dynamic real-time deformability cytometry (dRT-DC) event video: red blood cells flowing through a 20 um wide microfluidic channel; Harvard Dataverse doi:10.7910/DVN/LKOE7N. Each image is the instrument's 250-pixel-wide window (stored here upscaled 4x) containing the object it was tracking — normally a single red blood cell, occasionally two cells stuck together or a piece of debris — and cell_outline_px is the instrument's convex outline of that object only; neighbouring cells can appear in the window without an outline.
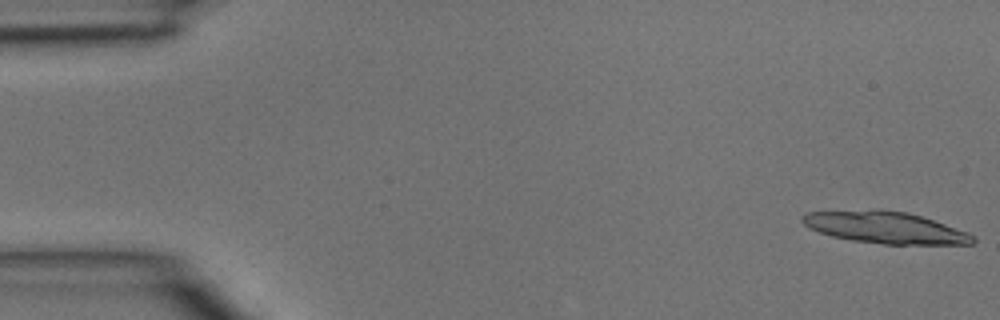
{"species": "common noctule bat (a hibernating species)", "species_latin": "Nyctalus noctula", "temperature_condition": "room temperature", "stored_images_in_passage": 4, "camera_frame_rate_fps": 3000, "um_per_image_px": 0.085, "animal": {"sex": "male", "body_mass_g": 15.6}, "frame": {"image": 1, "passage_image": 1, "time_ms": 0.0, "image_size_px": [1000, 320], "cell_outline_px": [[976, 240], [972, 244], [884, 244], [852, 240], [832, 236], [820, 232], [804, 224], [800, 220], [800, 216], [808, 212], [908, 212], [968, 232], [976, 236]], "centroid_in_image_um": [75.31, 19.39], "position_along_channel_um": 9.7, "area_um2": 30.23}}